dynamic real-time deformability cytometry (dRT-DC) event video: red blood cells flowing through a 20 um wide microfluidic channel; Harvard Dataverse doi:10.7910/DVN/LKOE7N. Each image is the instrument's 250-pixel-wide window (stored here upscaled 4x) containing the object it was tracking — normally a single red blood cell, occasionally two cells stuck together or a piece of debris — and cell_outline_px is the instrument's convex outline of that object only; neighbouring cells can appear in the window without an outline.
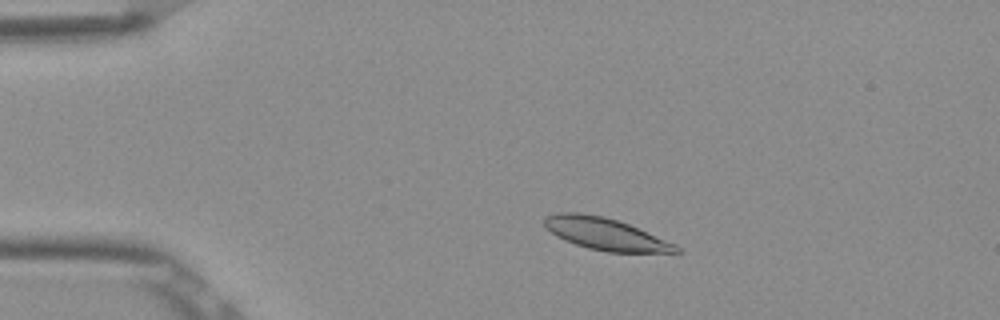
{"species": "Egyptian fruit bat (a non-hibernating species)", "species_latin": "Rousettus aegyptiacus", "temperature_condition": "room temperature", "stored_images_in_passage": 50, "camera_frame_rate_fps": 3000, "um_per_image_px": 0.085, "frame": {"image": 1, "passage_image": 8, "time_ms": 2.333, "image_size_px": [1000, 320], "cell_outline_px": [[684, 252], [608, 252], [588, 248], [564, 240], [556, 236], [544, 224], [544, 216], [556, 212], [580, 212], [604, 216], [628, 224], [676, 244]], "centroid_in_image_um": [51.44, 19.87], "position_along_channel_um": 33.6, "area_um2": 24.45}}
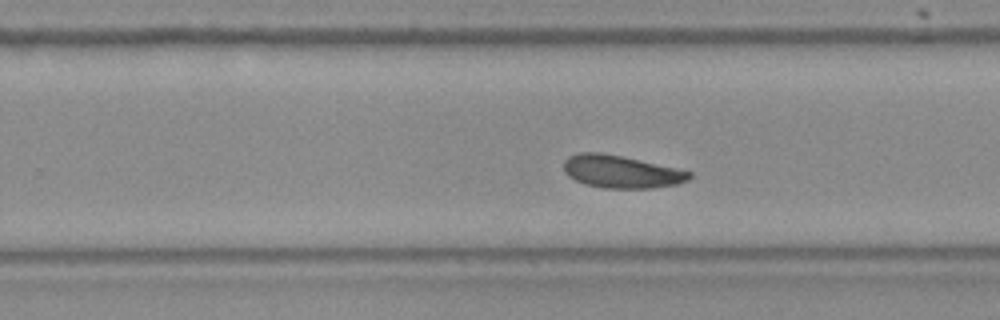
{"frame": {"image": 2, "passage_image": 31, "time_ms": 10.0, "image_size_px": [1000, 320], "cell_outline_px": [[692, 176], [688, 180], [676, 184], [652, 188], [604, 188], [584, 184], [568, 176], [564, 172], [564, 160], [568, 156], [580, 152], [600, 152], [620, 156], [676, 168], [692, 172]], "centroid_in_image_um": [52.77, 14.59], "position_along_channel_um": 277.0, "area_um2": 23.76}}
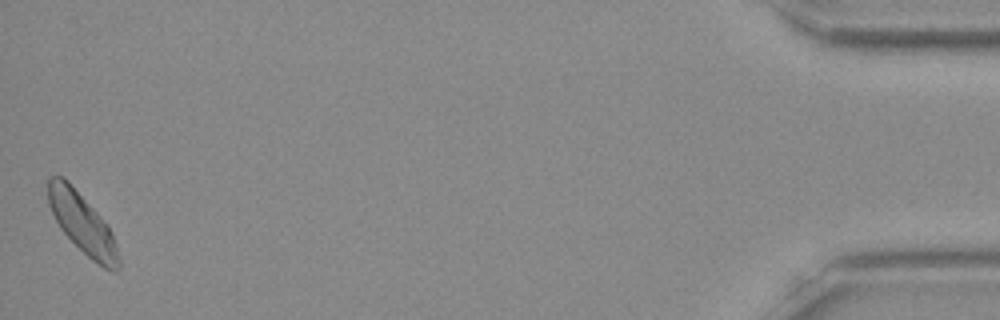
{"frame": {"image": 3, "passage_image": 50, "time_ms": 16.333, "image_size_px": [1000, 320], "cell_outline_px": [[120, 268], [116, 272], [104, 268], [96, 264], [60, 228], [48, 204], [48, 176], [64, 176], [68, 180], [100, 216], [112, 232], [116, 244], [120, 260]], "centroid_in_image_um": [7.01, 18.99], "position_along_channel_um": 428.2, "area_um2": 24.45}, "authors_computed_cell_mechanics": {"area_um2": 24.1604, "velocity_mm_per_s": 3.823, "shape_relaxation_time_tau1_ms": 3.7755, "shape_relaxation_time_tau2_ms": 9.5516, "deformation_change_tau1": 0.0914, "deformation_change_tau2": 0.1657}}